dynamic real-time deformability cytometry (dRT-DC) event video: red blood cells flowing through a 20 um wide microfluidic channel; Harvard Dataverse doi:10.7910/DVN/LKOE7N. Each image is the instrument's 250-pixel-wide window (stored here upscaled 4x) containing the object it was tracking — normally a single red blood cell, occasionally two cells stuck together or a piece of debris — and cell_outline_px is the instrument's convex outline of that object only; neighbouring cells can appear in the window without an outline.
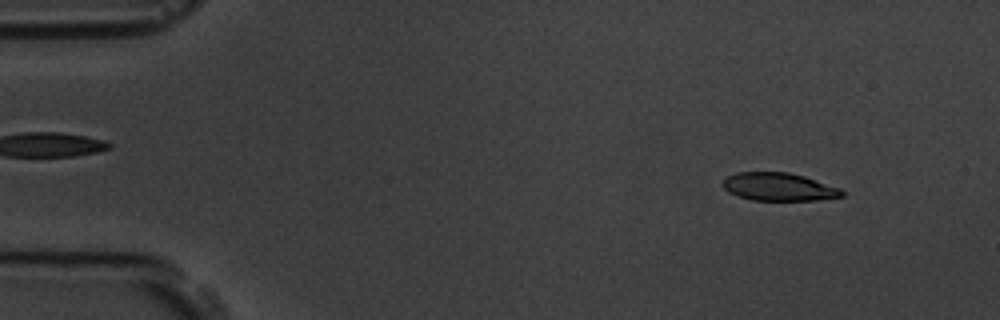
{"species": "common noctule bat (a hibernating species)", "species_latin": "Nyctalus noctula", "temperature_condition": "room temperature", "stored_images_in_passage": 6, "camera_frame_rate_fps": 3000, "um_per_image_px": 0.085, "animal": {"sex": "male", "body_mass_g": 19.5, "forearm_length_mm": 54.6}, "frame": {"image": 1, "passage_image": 2, "time_ms": 1.333, "image_size_px": [1000, 320], "cell_outline_px": [[844, 196], [816, 200], [752, 200], [728, 192], [720, 184], [728, 176], [736, 172], [788, 172], [804, 176], [840, 188], [844, 192]], "centroid_in_image_um": [66.19, 15.88], "position_along_channel_um": 18.8, "area_um2": 19.36}}
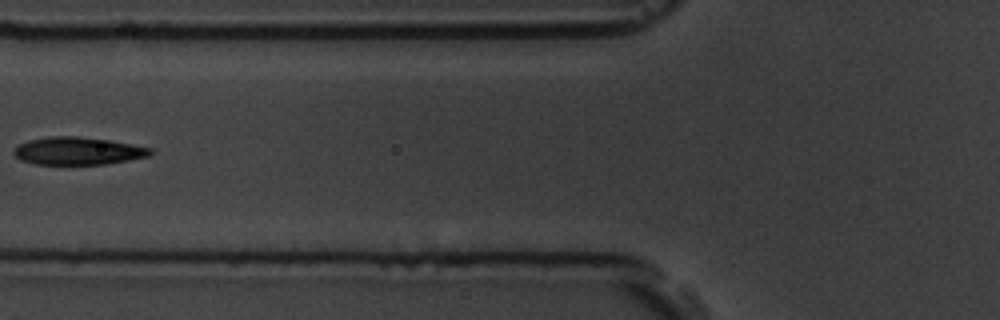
{"frame": {"image": 2, "passage_image": 6, "time_ms": 6.667, "image_size_px": [1000, 320], "cell_outline_px": [[152, 152], [148, 156], [128, 160], [104, 164], [32, 164], [20, 160], [12, 152], [20, 144], [28, 140], [52, 136], [76, 136], [108, 140], [152, 148]], "centroid_in_image_um": [6.59, 12.83], "position_along_channel_um": 119.2, "area_um2": 21.79}}